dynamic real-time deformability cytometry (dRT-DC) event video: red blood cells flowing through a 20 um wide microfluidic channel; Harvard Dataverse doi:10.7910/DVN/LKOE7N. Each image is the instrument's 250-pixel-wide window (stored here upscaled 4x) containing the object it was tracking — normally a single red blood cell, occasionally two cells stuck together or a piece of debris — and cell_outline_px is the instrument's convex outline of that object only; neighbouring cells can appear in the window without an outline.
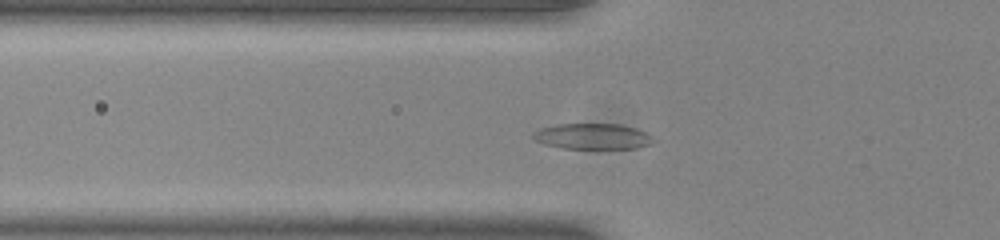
{"species": "common noctule bat (a hibernating species)", "species_latin": "Nyctalus noctula", "temperature_condition": "room temperature", "stored_images_in_passage": 46, "camera_frame_rate_fps": 3000, "um_per_image_px": 0.085, "animal": {"sex": "male", "body_mass_g": 20.0, "forearm_length_mm": 53.3}, "frame": {"image": 1, "passage_image": 12, "time_ms": 3.667, "image_size_px": [1000, 240], "cell_outline_px": [[656, 140], [652, 144], [636, 148], [560, 148], [544, 144], [536, 140], [532, 136], [532, 132], [540, 128], [556, 124], [620, 124], [636, 128], [648, 132]], "centroid_in_image_um": [50.4, 11.58], "position_along_channel_um": 75.4, "area_um2": 18.21}}
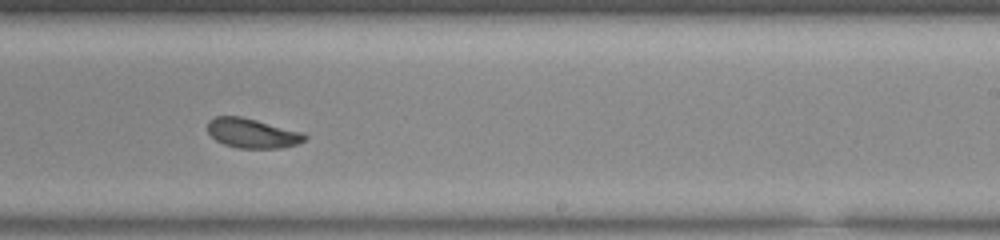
{"frame": {"image": 2, "passage_image": 27, "time_ms": 8.667, "image_size_px": [1000, 240], "cell_outline_px": [[308, 136], [304, 140], [296, 144], [280, 148], [236, 148], [224, 144], [216, 140], [208, 132], [208, 120], [216, 116], [240, 116], [304, 132]], "centroid_in_image_um": [21.44, 11.32], "position_along_channel_um": 267.6, "area_um2": 16.7}}
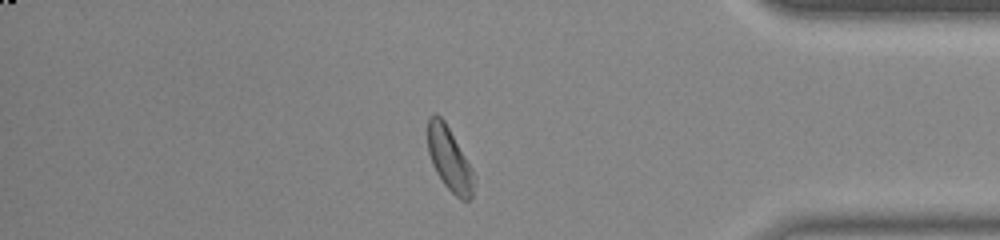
{"frame": {"image": 3, "passage_image": 39, "time_ms": 12.667, "image_size_px": [1000, 240], "cell_outline_px": [[476, 180], [472, 196], [468, 200], [460, 200], [444, 184], [436, 172], [432, 164], [428, 152], [428, 116], [432, 112], [436, 112], [444, 120], [472, 168], [476, 176]], "centroid_in_image_um": [38.21, 13.51], "position_along_channel_um": 397.0, "area_um2": 17.28}, "authors_computed_cell_mechanics": {"area_um2": 17.3978, "velocity_mm_per_s": 3.843, "shape_relaxation_time_tau1_ms": 2.5653, "shape_relaxation_time_tau2_ms": 1.9523, "deformation_change_tau1": 0.1055, "deformation_change_tau2": 0.0742}}